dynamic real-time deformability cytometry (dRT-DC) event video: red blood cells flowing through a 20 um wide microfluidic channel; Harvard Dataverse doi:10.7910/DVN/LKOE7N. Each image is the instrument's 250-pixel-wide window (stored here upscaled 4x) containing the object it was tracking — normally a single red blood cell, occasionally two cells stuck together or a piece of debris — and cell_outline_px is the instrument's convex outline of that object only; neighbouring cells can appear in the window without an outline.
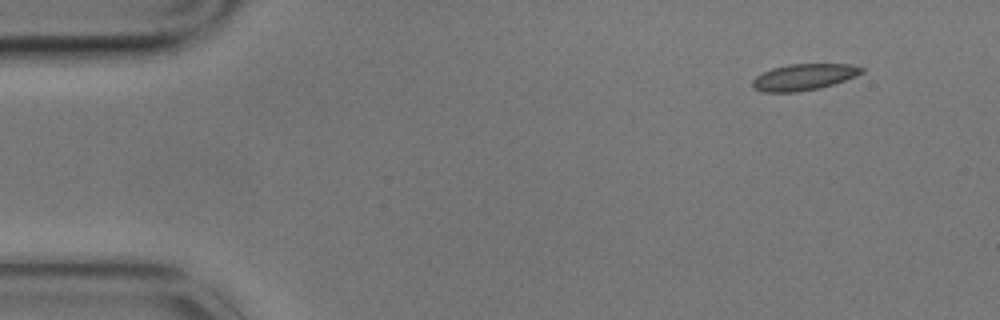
{"species": "common noctule bat (a hibernating species)", "species_latin": "Nyctalus noctula", "temperature_condition": "cold", "stored_images_in_passage": 4, "camera_frame_rate_fps": 3000, "um_per_image_px": 0.085, "animal": {"sex": "male", "body_mass_g": 17.9}, "frame": {"image": 1, "passage_image": 1, "time_ms": 0.0, "image_size_px": [1000, 320], "cell_outline_px": [[864, 72], [856, 76], [820, 88], [796, 92], [764, 92], [752, 88], [752, 80], [756, 76], [772, 68], [788, 64], [852, 64], [864, 68]], "centroid_in_image_um": [68.31, 6.55], "position_along_channel_um": 16.7, "area_um2": 16.76}}